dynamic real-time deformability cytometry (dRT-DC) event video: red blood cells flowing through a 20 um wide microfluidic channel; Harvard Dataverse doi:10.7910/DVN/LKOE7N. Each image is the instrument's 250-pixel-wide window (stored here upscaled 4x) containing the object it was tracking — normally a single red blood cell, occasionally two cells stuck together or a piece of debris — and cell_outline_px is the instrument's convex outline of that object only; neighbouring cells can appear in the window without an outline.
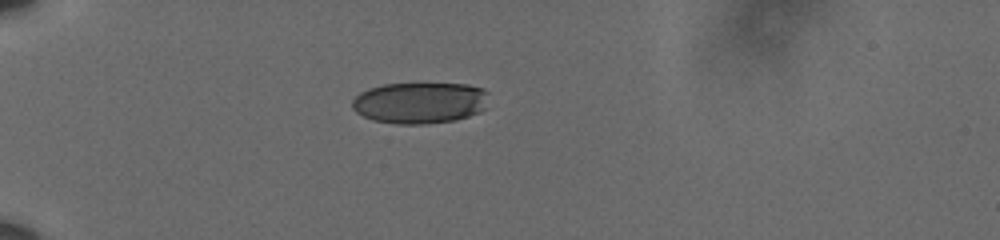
{"species": "human", "species_latin": "Homo sapiens", "temperature_condition": "cold", "stored_images_in_passage": 20, "camera_frame_rate_fps": 3000, "um_per_image_px": 0.085, "donor": {"sex": "male"}, "frame": {"image": 1, "passage_image": 1, "time_ms": 0.0, "image_size_px": [1000, 240], "cell_outline_px": [[488, 92], [484, 108], [480, 112], [456, 120], [424, 124], [396, 124], [372, 120], [356, 112], [352, 108], [352, 100], [360, 92], [368, 88], [384, 84], [468, 84], [484, 88]], "centroid_in_image_um": [35.68, 8.74], "position_along_channel_um": 49.3, "area_um2": 33.0}}
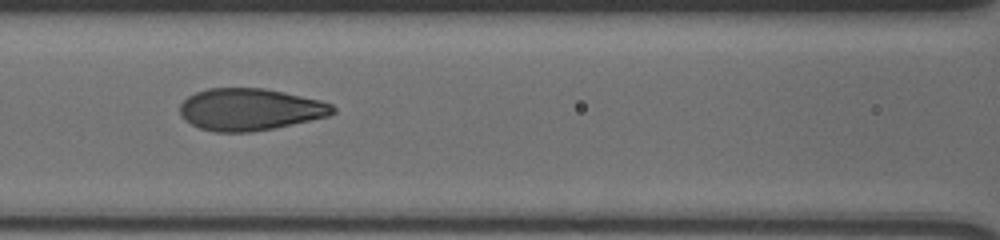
{"frame": {"image": 2, "passage_image": 12, "time_ms": 3.667, "image_size_px": [1000, 240], "cell_outline_px": [[336, 112], [328, 116], [276, 128], [252, 132], [216, 132], [200, 128], [184, 120], [180, 112], [180, 104], [188, 96], [196, 92], [208, 88], [264, 88], [284, 92], [320, 100], [332, 104], [336, 108]], "centroid_in_image_um": [21.26, 9.3], "position_along_channel_um": 145.3, "area_um2": 37.51}}
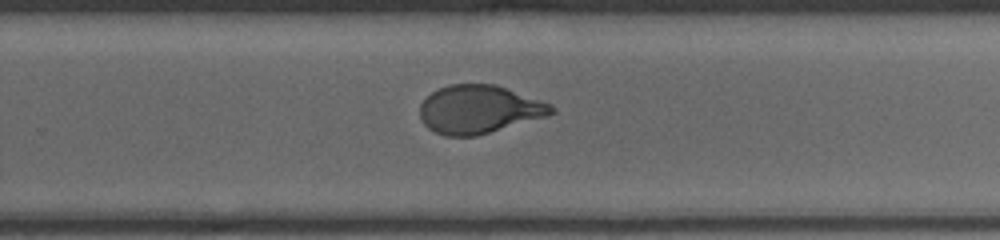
{"frame": {"image": 3, "passage_image": 20, "time_ms": 6.333, "image_size_px": [1000, 240], "cell_outline_px": [[556, 112], [548, 116], [476, 136], [444, 136], [428, 128], [420, 120], [420, 104], [432, 92], [448, 84], [492, 84], [552, 104], [556, 108]], "centroid_in_image_um": [40.71, 9.31], "position_along_channel_um": 289.1, "area_um2": 36.82}}